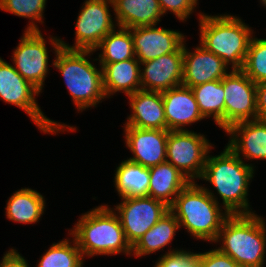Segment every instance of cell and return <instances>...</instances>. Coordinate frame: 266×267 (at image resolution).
Segmentation results:
<instances>
[{"instance_id":"6da1fadb","label":"cell","mask_w":266,"mask_h":267,"mask_svg":"<svg viewBox=\"0 0 266 267\" xmlns=\"http://www.w3.org/2000/svg\"><path fill=\"white\" fill-rule=\"evenodd\" d=\"M253 166L245 164L228 146L218 156H207L201 179L209 181L223 200L230 215L253 214L247 199Z\"/></svg>"},{"instance_id":"7a4b0ae2","label":"cell","mask_w":266,"mask_h":267,"mask_svg":"<svg viewBox=\"0 0 266 267\" xmlns=\"http://www.w3.org/2000/svg\"><path fill=\"white\" fill-rule=\"evenodd\" d=\"M56 59L55 68L61 72L73 102L79 110L96 106L106 97L102 68L98 70L86 56L92 50H72L61 47V39L51 38Z\"/></svg>"},{"instance_id":"3957f363","label":"cell","mask_w":266,"mask_h":267,"mask_svg":"<svg viewBox=\"0 0 266 267\" xmlns=\"http://www.w3.org/2000/svg\"><path fill=\"white\" fill-rule=\"evenodd\" d=\"M218 204L211 191L194 181L180 191L169 210L191 235L215 242L223 222L230 215L221 213L223 210Z\"/></svg>"},{"instance_id":"277c9868","label":"cell","mask_w":266,"mask_h":267,"mask_svg":"<svg viewBox=\"0 0 266 267\" xmlns=\"http://www.w3.org/2000/svg\"><path fill=\"white\" fill-rule=\"evenodd\" d=\"M70 235L74 237L82 256L132 253L118 215L108 205H101L83 214Z\"/></svg>"},{"instance_id":"5b68a950","label":"cell","mask_w":266,"mask_h":267,"mask_svg":"<svg viewBox=\"0 0 266 267\" xmlns=\"http://www.w3.org/2000/svg\"><path fill=\"white\" fill-rule=\"evenodd\" d=\"M265 221L253 214L229 215L222 224L215 242L218 250L243 267H263L266 248ZM221 238V239H220Z\"/></svg>"},{"instance_id":"8992f818","label":"cell","mask_w":266,"mask_h":267,"mask_svg":"<svg viewBox=\"0 0 266 267\" xmlns=\"http://www.w3.org/2000/svg\"><path fill=\"white\" fill-rule=\"evenodd\" d=\"M200 41L208 51L220 57L232 70H242L251 29L241 19L231 15L208 16L200 14Z\"/></svg>"},{"instance_id":"52a82bcc","label":"cell","mask_w":266,"mask_h":267,"mask_svg":"<svg viewBox=\"0 0 266 267\" xmlns=\"http://www.w3.org/2000/svg\"><path fill=\"white\" fill-rule=\"evenodd\" d=\"M39 93L40 91L25 80L13 65L0 58V98L4 102L23 109L44 133H56L65 127L75 131L73 126L59 124L44 116L34 97Z\"/></svg>"},{"instance_id":"ba28073f","label":"cell","mask_w":266,"mask_h":267,"mask_svg":"<svg viewBox=\"0 0 266 267\" xmlns=\"http://www.w3.org/2000/svg\"><path fill=\"white\" fill-rule=\"evenodd\" d=\"M211 145L201 134L189 130L168 131L166 161L189 181L201 178Z\"/></svg>"},{"instance_id":"9c48e42d","label":"cell","mask_w":266,"mask_h":267,"mask_svg":"<svg viewBox=\"0 0 266 267\" xmlns=\"http://www.w3.org/2000/svg\"><path fill=\"white\" fill-rule=\"evenodd\" d=\"M121 199L123 201L115 207L119 213L116 215L131 247L169 211V206L150 196Z\"/></svg>"},{"instance_id":"30bf717a","label":"cell","mask_w":266,"mask_h":267,"mask_svg":"<svg viewBox=\"0 0 266 267\" xmlns=\"http://www.w3.org/2000/svg\"><path fill=\"white\" fill-rule=\"evenodd\" d=\"M221 80L225 92V131L236 123L258 119L257 84L242 70H232Z\"/></svg>"},{"instance_id":"8fae6325","label":"cell","mask_w":266,"mask_h":267,"mask_svg":"<svg viewBox=\"0 0 266 267\" xmlns=\"http://www.w3.org/2000/svg\"><path fill=\"white\" fill-rule=\"evenodd\" d=\"M113 0H86L75 24V46H68L61 40V47L72 50H92L115 29L109 6Z\"/></svg>"},{"instance_id":"7c38bea8","label":"cell","mask_w":266,"mask_h":267,"mask_svg":"<svg viewBox=\"0 0 266 267\" xmlns=\"http://www.w3.org/2000/svg\"><path fill=\"white\" fill-rule=\"evenodd\" d=\"M12 57L16 71L41 92L48 72V52L41 31H25Z\"/></svg>"},{"instance_id":"4fadbf2b","label":"cell","mask_w":266,"mask_h":267,"mask_svg":"<svg viewBox=\"0 0 266 267\" xmlns=\"http://www.w3.org/2000/svg\"><path fill=\"white\" fill-rule=\"evenodd\" d=\"M156 25L131 28L136 59L154 60L162 55L177 52L184 44V35L177 31L156 28Z\"/></svg>"},{"instance_id":"5bb4252c","label":"cell","mask_w":266,"mask_h":267,"mask_svg":"<svg viewBox=\"0 0 266 267\" xmlns=\"http://www.w3.org/2000/svg\"><path fill=\"white\" fill-rule=\"evenodd\" d=\"M141 64L145 66L143 71H140L141 90L164 92L182 85L183 46L177 52Z\"/></svg>"},{"instance_id":"9a60e30c","label":"cell","mask_w":266,"mask_h":267,"mask_svg":"<svg viewBox=\"0 0 266 267\" xmlns=\"http://www.w3.org/2000/svg\"><path fill=\"white\" fill-rule=\"evenodd\" d=\"M168 130L125 126L126 145L134 154L128 160L146 168L166 162Z\"/></svg>"},{"instance_id":"2e32d148","label":"cell","mask_w":266,"mask_h":267,"mask_svg":"<svg viewBox=\"0 0 266 267\" xmlns=\"http://www.w3.org/2000/svg\"><path fill=\"white\" fill-rule=\"evenodd\" d=\"M187 50L183 44V86L191 88L221 80L228 74L227 65L223 60L202 45L196 47L193 53Z\"/></svg>"},{"instance_id":"e0dca14e","label":"cell","mask_w":266,"mask_h":267,"mask_svg":"<svg viewBox=\"0 0 266 267\" xmlns=\"http://www.w3.org/2000/svg\"><path fill=\"white\" fill-rule=\"evenodd\" d=\"M165 118L166 130L182 131V127L196 121L202 120V116L194 93L191 88L180 85L161 92Z\"/></svg>"},{"instance_id":"ac0fdd59","label":"cell","mask_w":266,"mask_h":267,"mask_svg":"<svg viewBox=\"0 0 266 267\" xmlns=\"http://www.w3.org/2000/svg\"><path fill=\"white\" fill-rule=\"evenodd\" d=\"M127 96L133 113L127 118L125 126L166 130L161 92L138 90Z\"/></svg>"},{"instance_id":"d6986e66","label":"cell","mask_w":266,"mask_h":267,"mask_svg":"<svg viewBox=\"0 0 266 267\" xmlns=\"http://www.w3.org/2000/svg\"><path fill=\"white\" fill-rule=\"evenodd\" d=\"M225 132L232 136L227 146L237 156L240 157V153H242L249 160L266 159L265 120L256 119L239 122L232 125Z\"/></svg>"},{"instance_id":"ffe728a7","label":"cell","mask_w":266,"mask_h":267,"mask_svg":"<svg viewBox=\"0 0 266 267\" xmlns=\"http://www.w3.org/2000/svg\"><path fill=\"white\" fill-rule=\"evenodd\" d=\"M100 64L106 97L119 91L130 95L141 90L140 62L136 58L116 63Z\"/></svg>"},{"instance_id":"44dd1931","label":"cell","mask_w":266,"mask_h":267,"mask_svg":"<svg viewBox=\"0 0 266 267\" xmlns=\"http://www.w3.org/2000/svg\"><path fill=\"white\" fill-rule=\"evenodd\" d=\"M117 25L123 28L157 25L163 15L158 0H113Z\"/></svg>"},{"instance_id":"7402d4cb","label":"cell","mask_w":266,"mask_h":267,"mask_svg":"<svg viewBox=\"0 0 266 267\" xmlns=\"http://www.w3.org/2000/svg\"><path fill=\"white\" fill-rule=\"evenodd\" d=\"M150 184L148 196L171 206L180 191L189 181L177 168L167 161L149 168Z\"/></svg>"},{"instance_id":"603a6c76","label":"cell","mask_w":266,"mask_h":267,"mask_svg":"<svg viewBox=\"0 0 266 267\" xmlns=\"http://www.w3.org/2000/svg\"><path fill=\"white\" fill-rule=\"evenodd\" d=\"M115 187L122 198L148 196L150 171L138 163L124 160L117 167Z\"/></svg>"},{"instance_id":"cb8c5ba5","label":"cell","mask_w":266,"mask_h":267,"mask_svg":"<svg viewBox=\"0 0 266 267\" xmlns=\"http://www.w3.org/2000/svg\"><path fill=\"white\" fill-rule=\"evenodd\" d=\"M44 209L45 200L40 193L30 188H22L8 200L6 216L15 222L35 223L40 220Z\"/></svg>"},{"instance_id":"d4e9b609","label":"cell","mask_w":266,"mask_h":267,"mask_svg":"<svg viewBox=\"0 0 266 267\" xmlns=\"http://www.w3.org/2000/svg\"><path fill=\"white\" fill-rule=\"evenodd\" d=\"M180 228L175 215L169 210L132 246L136 257H141L161 250L174 238L176 230Z\"/></svg>"},{"instance_id":"484cf974","label":"cell","mask_w":266,"mask_h":267,"mask_svg":"<svg viewBox=\"0 0 266 267\" xmlns=\"http://www.w3.org/2000/svg\"><path fill=\"white\" fill-rule=\"evenodd\" d=\"M204 118L212 117L225 130V95L222 80H214L191 87Z\"/></svg>"},{"instance_id":"4316f807","label":"cell","mask_w":266,"mask_h":267,"mask_svg":"<svg viewBox=\"0 0 266 267\" xmlns=\"http://www.w3.org/2000/svg\"><path fill=\"white\" fill-rule=\"evenodd\" d=\"M119 29L109 32L94 50L102 49V54L99 55L100 63H116L136 58L131 29L123 27Z\"/></svg>"},{"instance_id":"83f0119b","label":"cell","mask_w":266,"mask_h":267,"mask_svg":"<svg viewBox=\"0 0 266 267\" xmlns=\"http://www.w3.org/2000/svg\"><path fill=\"white\" fill-rule=\"evenodd\" d=\"M83 257L76 240H73L72 246L65 239L54 243L41 257L37 267H82Z\"/></svg>"},{"instance_id":"f1b7e54d","label":"cell","mask_w":266,"mask_h":267,"mask_svg":"<svg viewBox=\"0 0 266 267\" xmlns=\"http://www.w3.org/2000/svg\"><path fill=\"white\" fill-rule=\"evenodd\" d=\"M242 71L255 83L266 81V39H251Z\"/></svg>"},{"instance_id":"f546056e","label":"cell","mask_w":266,"mask_h":267,"mask_svg":"<svg viewBox=\"0 0 266 267\" xmlns=\"http://www.w3.org/2000/svg\"><path fill=\"white\" fill-rule=\"evenodd\" d=\"M45 4L46 0H0V10L32 19L26 31H39L33 20L43 22Z\"/></svg>"},{"instance_id":"4dcf8cb0","label":"cell","mask_w":266,"mask_h":267,"mask_svg":"<svg viewBox=\"0 0 266 267\" xmlns=\"http://www.w3.org/2000/svg\"><path fill=\"white\" fill-rule=\"evenodd\" d=\"M154 267H200L194 258V253L173 250L163 255Z\"/></svg>"},{"instance_id":"1f68e13d","label":"cell","mask_w":266,"mask_h":267,"mask_svg":"<svg viewBox=\"0 0 266 267\" xmlns=\"http://www.w3.org/2000/svg\"><path fill=\"white\" fill-rule=\"evenodd\" d=\"M194 258L200 267H243L218 249L205 253H194Z\"/></svg>"},{"instance_id":"d6a6232c","label":"cell","mask_w":266,"mask_h":267,"mask_svg":"<svg viewBox=\"0 0 266 267\" xmlns=\"http://www.w3.org/2000/svg\"><path fill=\"white\" fill-rule=\"evenodd\" d=\"M161 11L163 14L172 11L177 18L181 21L185 19L193 12L197 5L198 0H158ZM195 6V7H194Z\"/></svg>"},{"instance_id":"836d02e7","label":"cell","mask_w":266,"mask_h":267,"mask_svg":"<svg viewBox=\"0 0 266 267\" xmlns=\"http://www.w3.org/2000/svg\"><path fill=\"white\" fill-rule=\"evenodd\" d=\"M16 251L11 249L6 252L0 262V267H28L27 261Z\"/></svg>"},{"instance_id":"e575fe53","label":"cell","mask_w":266,"mask_h":267,"mask_svg":"<svg viewBox=\"0 0 266 267\" xmlns=\"http://www.w3.org/2000/svg\"><path fill=\"white\" fill-rule=\"evenodd\" d=\"M256 100L258 119L266 121V81L257 84Z\"/></svg>"},{"instance_id":"d590c367","label":"cell","mask_w":266,"mask_h":267,"mask_svg":"<svg viewBox=\"0 0 266 267\" xmlns=\"http://www.w3.org/2000/svg\"><path fill=\"white\" fill-rule=\"evenodd\" d=\"M261 3L264 4V6H266V0H261Z\"/></svg>"}]
</instances>
